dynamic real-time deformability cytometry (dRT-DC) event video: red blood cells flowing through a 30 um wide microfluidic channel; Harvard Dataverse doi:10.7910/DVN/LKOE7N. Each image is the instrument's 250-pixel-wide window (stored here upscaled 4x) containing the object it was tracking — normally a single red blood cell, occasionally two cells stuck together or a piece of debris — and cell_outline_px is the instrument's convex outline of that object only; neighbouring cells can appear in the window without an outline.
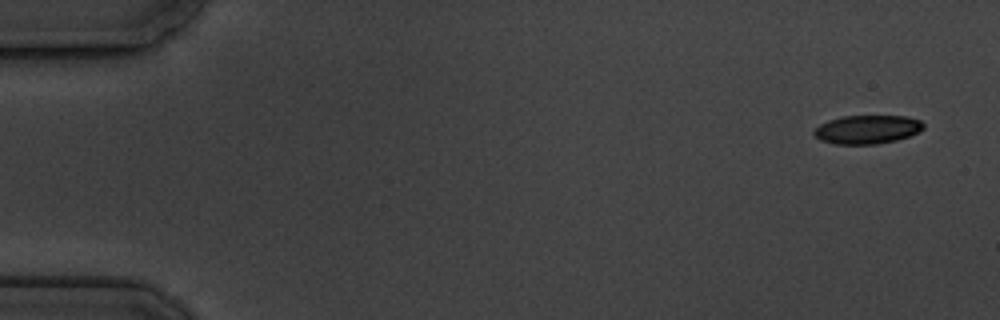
{"species": "common noctule bat (a hibernating species)", "species_latin": "Nyctalus noctula", "temperature_condition": "cold", "stored_images_in_passage": 6, "segment_of_instrument_passage": [1, 2], "camera_frame_rate_fps": 3000, "um_per_image_px": 0.085, "animal": {"sex": "male", "body_mass_g": 19.5, "forearm_length_mm": 54.6}, "frame": {"image": 1, "passage_image": 1, "time_ms": 0.0, "image_size_px": [1000, 320], "cell_outline_px": [[924, 128], [908, 136], [896, 140], [876, 144], [836, 144], [820, 140], [812, 132], [820, 124], [828, 120], [840, 116], [908, 116], [920, 120], [924, 124]], "centroid_in_image_um": [73.7, 10.99], "position_along_channel_um": 11.3, "area_um2": 18.21}}
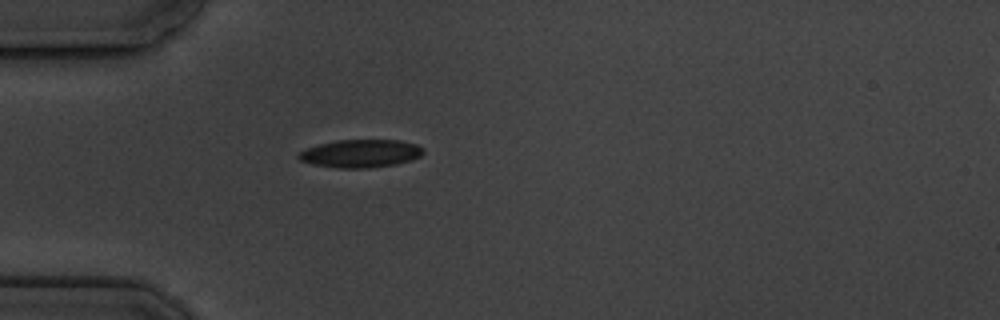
{"frame": {"image": 2, "passage_image": 5, "time_ms": 4.667, "image_size_px": [1000, 320], "cell_outline_px": [[424, 152], [420, 156], [412, 160], [396, 164], [368, 168], [336, 168], [312, 164], [300, 160], [296, 156], [296, 152], [304, 148], [336, 140], [400, 140], [416, 144], [424, 148]], "centroid_in_image_um": [30.62, 13.04], "position_along_channel_um": 54.4, "area_um2": 20.58}}